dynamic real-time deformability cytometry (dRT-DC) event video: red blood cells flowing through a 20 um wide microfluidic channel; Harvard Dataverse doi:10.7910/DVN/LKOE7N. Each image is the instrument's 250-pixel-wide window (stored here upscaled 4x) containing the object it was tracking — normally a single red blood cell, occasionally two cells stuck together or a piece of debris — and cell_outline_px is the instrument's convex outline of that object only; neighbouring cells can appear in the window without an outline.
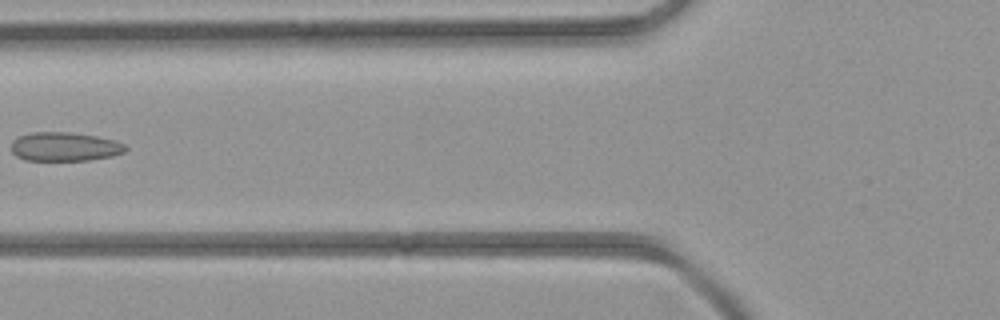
{"species": "common noctule bat (a hibernating species)", "species_latin": "Nyctalus noctula", "temperature_condition": "room temperature", "stored_images_in_passage": 4, "camera_frame_rate_fps": 3000, "um_per_image_px": 0.085, "animal": {"sex": "female", "body_mass_g": 21.9}, "frame": {"image": 1, "passage_image": 4, "time_ms": 3.667, "image_size_px": [1000, 320], "cell_outline_px": [[128, 148], [124, 152], [112, 156], [88, 160], [24, 160], [16, 156], [12, 152], [12, 140], [20, 136], [32, 132], [68, 132], [96, 136], [116, 140], [124, 144]], "centroid_in_image_um": [5.5, 12.47], "position_along_channel_um": 120.3, "area_um2": 19.25}}